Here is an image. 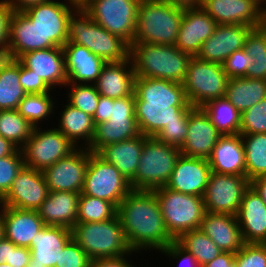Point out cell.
<instances>
[{
  "label": "cell",
  "mask_w": 266,
  "mask_h": 267,
  "mask_svg": "<svg viewBox=\"0 0 266 267\" xmlns=\"http://www.w3.org/2000/svg\"><path fill=\"white\" fill-rule=\"evenodd\" d=\"M125 239L133 252L162 251L175 239L168 233L154 191L132 190L117 206Z\"/></svg>",
  "instance_id": "cell-1"
},
{
  "label": "cell",
  "mask_w": 266,
  "mask_h": 267,
  "mask_svg": "<svg viewBox=\"0 0 266 267\" xmlns=\"http://www.w3.org/2000/svg\"><path fill=\"white\" fill-rule=\"evenodd\" d=\"M184 5L168 0H140L133 43L175 45Z\"/></svg>",
  "instance_id": "cell-2"
},
{
  "label": "cell",
  "mask_w": 266,
  "mask_h": 267,
  "mask_svg": "<svg viewBox=\"0 0 266 267\" xmlns=\"http://www.w3.org/2000/svg\"><path fill=\"white\" fill-rule=\"evenodd\" d=\"M131 58L136 78H154L183 83L192 57L175 45L132 43Z\"/></svg>",
  "instance_id": "cell-3"
},
{
  "label": "cell",
  "mask_w": 266,
  "mask_h": 267,
  "mask_svg": "<svg viewBox=\"0 0 266 267\" xmlns=\"http://www.w3.org/2000/svg\"><path fill=\"white\" fill-rule=\"evenodd\" d=\"M68 42L85 46L106 63L129 58L130 46L93 21L81 6L69 17Z\"/></svg>",
  "instance_id": "cell-4"
},
{
  "label": "cell",
  "mask_w": 266,
  "mask_h": 267,
  "mask_svg": "<svg viewBox=\"0 0 266 267\" xmlns=\"http://www.w3.org/2000/svg\"><path fill=\"white\" fill-rule=\"evenodd\" d=\"M71 231L72 239L91 260L117 258L132 252L118 216L103 222H76Z\"/></svg>",
  "instance_id": "cell-5"
},
{
  "label": "cell",
  "mask_w": 266,
  "mask_h": 267,
  "mask_svg": "<svg viewBox=\"0 0 266 267\" xmlns=\"http://www.w3.org/2000/svg\"><path fill=\"white\" fill-rule=\"evenodd\" d=\"M180 155V148L167 145L156 137H147L137 173L130 182L131 189L153 191L166 186Z\"/></svg>",
  "instance_id": "cell-6"
},
{
  "label": "cell",
  "mask_w": 266,
  "mask_h": 267,
  "mask_svg": "<svg viewBox=\"0 0 266 267\" xmlns=\"http://www.w3.org/2000/svg\"><path fill=\"white\" fill-rule=\"evenodd\" d=\"M153 191L168 233L175 240L184 232L200 229L206 212L203 197L176 192L166 186Z\"/></svg>",
  "instance_id": "cell-7"
},
{
  "label": "cell",
  "mask_w": 266,
  "mask_h": 267,
  "mask_svg": "<svg viewBox=\"0 0 266 267\" xmlns=\"http://www.w3.org/2000/svg\"><path fill=\"white\" fill-rule=\"evenodd\" d=\"M139 3L140 0H81L80 6L93 21L130 46L135 38Z\"/></svg>",
  "instance_id": "cell-8"
},
{
  "label": "cell",
  "mask_w": 266,
  "mask_h": 267,
  "mask_svg": "<svg viewBox=\"0 0 266 267\" xmlns=\"http://www.w3.org/2000/svg\"><path fill=\"white\" fill-rule=\"evenodd\" d=\"M49 0L28 7L23 12L40 32V50L63 47L68 42V21L80 2Z\"/></svg>",
  "instance_id": "cell-9"
},
{
  "label": "cell",
  "mask_w": 266,
  "mask_h": 267,
  "mask_svg": "<svg viewBox=\"0 0 266 267\" xmlns=\"http://www.w3.org/2000/svg\"><path fill=\"white\" fill-rule=\"evenodd\" d=\"M228 80L222 64L192 56L182 85L189 104L200 108L208 101L225 97Z\"/></svg>",
  "instance_id": "cell-10"
},
{
  "label": "cell",
  "mask_w": 266,
  "mask_h": 267,
  "mask_svg": "<svg viewBox=\"0 0 266 267\" xmlns=\"http://www.w3.org/2000/svg\"><path fill=\"white\" fill-rule=\"evenodd\" d=\"M77 148L56 126L44 129L34 127L31 136L21 148L24 166L43 171Z\"/></svg>",
  "instance_id": "cell-11"
},
{
  "label": "cell",
  "mask_w": 266,
  "mask_h": 267,
  "mask_svg": "<svg viewBox=\"0 0 266 267\" xmlns=\"http://www.w3.org/2000/svg\"><path fill=\"white\" fill-rule=\"evenodd\" d=\"M131 191L130 182L113 164L90 153L82 194L107 200L117 207Z\"/></svg>",
  "instance_id": "cell-12"
},
{
  "label": "cell",
  "mask_w": 266,
  "mask_h": 267,
  "mask_svg": "<svg viewBox=\"0 0 266 267\" xmlns=\"http://www.w3.org/2000/svg\"><path fill=\"white\" fill-rule=\"evenodd\" d=\"M135 117V94L121 99L111 98V116L95 125L92 142L87 147L96 153L102 146L128 140L140 135Z\"/></svg>",
  "instance_id": "cell-13"
},
{
  "label": "cell",
  "mask_w": 266,
  "mask_h": 267,
  "mask_svg": "<svg viewBox=\"0 0 266 267\" xmlns=\"http://www.w3.org/2000/svg\"><path fill=\"white\" fill-rule=\"evenodd\" d=\"M250 186L246 176L210 172L203 196L205 211L237 215L245 190Z\"/></svg>",
  "instance_id": "cell-14"
},
{
  "label": "cell",
  "mask_w": 266,
  "mask_h": 267,
  "mask_svg": "<svg viewBox=\"0 0 266 267\" xmlns=\"http://www.w3.org/2000/svg\"><path fill=\"white\" fill-rule=\"evenodd\" d=\"M91 151L77 147L68 156L61 158L42 172L49 191L81 193Z\"/></svg>",
  "instance_id": "cell-15"
},
{
  "label": "cell",
  "mask_w": 266,
  "mask_h": 267,
  "mask_svg": "<svg viewBox=\"0 0 266 267\" xmlns=\"http://www.w3.org/2000/svg\"><path fill=\"white\" fill-rule=\"evenodd\" d=\"M49 193L42 171L23 166L13 180L0 206L37 210Z\"/></svg>",
  "instance_id": "cell-16"
},
{
  "label": "cell",
  "mask_w": 266,
  "mask_h": 267,
  "mask_svg": "<svg viewBox=\"0 0 266 267\" xmlns=\"http://www.w3.org/2000/svg\"><path fill=\"white\" fill-rule=\"evenodd\" d=\"M198 5L217 24L247 25L253 28L265 23L266 12L253 0H200Z\"/></svg>",
  "instance_id": "cell-17"
},
{
  "label": "cell",
  "mask_w": 266,
  "mask_h": 267,
  "mask_svg": "<svg viewBox=\"0 0 266 267\" xmlns=\"http://www.w3.org/2000/svg\"><path fill=\"white\" fill-rule=\"evenodd\" d=\"M217 25L198 4L184 5L175 46L182 52L196 56L202 43L214 33Z\"/></svg>",
  "instance_id": "cell-18"
},
{
  "label": "cell",
  "mask_w": 266,
  "mask_h": 267,
  "mask_svg": "<svg viewBox=\"0 0 266 267\" xmlns=\"http://www.w3.org/2000/svg\"><path fill=\"white\" fill-rule=\"evenodd\" d=\"M252 29L247 25L218 24L214 33L202 43L196 57L222 64L232 53L244 48Z\"/></svg>",
  "instance_id": "cell-19"
},
{
  "label": "cell",
  "mask_w": 266,
  "mask_h": 267,
  "mask_svg": "<svg viewBox=\"0 0 266 267\" xmlns=\"http://www.w3.org/2000/svg\"><path fill=\"white\" fill-rule=\"evenodd\" d=\"M24 67L32 70L51 89L64 88L68 82L63 47H51L24 53L17 59ZM56 86V87H55Z\"/></svg>",
  "instance_id": "cell-20"
},
{
  "label": "cell",
  "mask_w": 266,
  "mask_h": 267,
  "mask_svg": "<svg viewBox=\"0 0 266 267\" xmlns=\"http://www.w3.org/2000/svg\"><path fill=\"white\" fill-rule=\"evenodd\" d=\"M210 172L208 159L180 155L166 187L183 194L203 197Z\"/></svg>",
  "instance_id": "cell-21"
},
{
  "label": "cell",
  "mask_w": 266,
  "mask_h": 267,
  "mask_svg": "<svg viewBox=\"0 0 266 267\" xmlns=\"http://www.w3.org/2000/svg\"><path fill=\"white\" fill-rule=\"evenodd\" d=\"M72 239V231L62 226L45 225L32 238L27 267H56L62 249Z\"/></svg>",
  "instance_id": "cell-22"
},
{
  "label": "cell",
  "mask_w": 266,
  "mask_h": 267,
  "mask_svg": "<svg viewBox=\"0 0 266 267\" xmlns=\"http://www.w3.org/2000/svg\"><path fill=\"white\" fill-rule=\"evenodd\" d=\"M188 134L181 155L208 159L221 134L201 108H195L188 116Z\"/></svg>",
  "instance_id": "cell-23"
},
{
  "label": "cell",
  "mask_w": 266,
  "mask_h": 267,
  "mask_svg": "<svg viewBox=\"0 0 266 267\" xmlns=\"http://www.w3.org/2000/svg\"><path fill=\"white\" fill-rule=\"evenodd\" d=\"M236 216L245 243L266 244V204L251 185Z\"/></svg>",
  "instance_id": "cell-24"
},
{
  "label": "cell",
  "mask_w": 266,
  "mask_h": 267,
  "mask_svg": "<svg viewBox=\"0 0 266 267\" xmlns=\"http://www.w3.org/2000/svg\"><path fill=\"white\" fill-rule=\"evenodd\" d=\"M192 108L190 104L135 102V117L139 131L146 137H156L166 124L178 122Z\"/></svg>",
  "instance_id": "cell-25"
},
{
  "label": "cell",
  "mask_w": 266,
  "mask_h": 267,
  "mask_svg": "<svg viewBox=\"0 0 266 267\" xmlns=\"http://www.w3.org/2000/svg\"><path fill=\"white\" fill-rule=\"evenodd\" d=\"M67 83L94 84L106 62L85 46L67 42L63 46Z\"/></svg>",
  "instance_id": "cell-26"
},
{
  "label": "cell",
  "mask_w": 266,
  "mask_h": 267,
  "mask_svg": "<svg viewBox=\"0 0 266 267\" xmlns=\"http://www.w3.org/2000/svg\"><path fill=\"white\" fill-rule=\"evenodd\" d=\"M136 74L131 58L120 62H108L94 83L101 96L121 99L134 94Z\"/></svg>",
  "instance_id": "cell-27"
},
{
  "label": "cell",
  "mask_w": 266,
  "mask_h": 267,
  "mask_svg": "<svg viewBox=\"0 0 266 267\" xmlns=\"http://www.w3.org/2000/svg\"><path fill=\"white\" fill-rule=\"evenodd\" d=\"M0 210L4 222V237L16 246L29 248L32 238L45 226L37 210L9 206H0Z\"/></svg>",
  "instance_id": "cell-28"
},
{
  "label": "cell",
  "mask_w": 266,
  "mask_h": 267,
  "mask_svg": "<svg viewBox=\"0 0 266 267\" xmlns=\"http://www.w3.org/2000/svg\"><path fill=\"white\" fill-rule=\"evenodd\" d=\"M208 163L212 172L245 176V151L241 134L221 135Z\"/></svg>",
  "instance_id": "cell-29"
},
{
  "label": "cell",
  "mask_w": 266,
  "mask_h": 267,
  "mask_svg": "<svg viewBox=\"0 0 266 267\" xmlns=\"http://www.w3.org/2000/svg\"><path fill=\"white\" fill-rule=\"evenodd\" d=\"M200 229L223 252L236 253L245 244L236 215L205 212Z\"/></svg>",
  "instance_id": "cell-30"
},
{
  "label": "cell",
  "mask_w": 266,
  "mask_h": 267,
  "mask_svg": "<svg viewBox=\"0 0 266 267\" xmlns=\"http://www.w3.org/2000/svg\"><path fill=\"white\" fill-rule=\"evenodd\" d=\"M80 194L69 191H49L47 198L37 209L45 225L72 229L76 224Z\"/></svg>",
  "instance_id": "cell-31"
},
{
  "label": "cell",
  "mask_w": 266,
  "mask_h": 267,
  "mask_svg": "<svg viewBox=\"0 0 266 267\" xmlns=\"http://www.w3.org/2000/svg\"><path fill=\"white\" fill-rule=\"evenodd\" d=\"M146 138L140 134L122 142L102 146L96 154L106 162L113 164L131 182L137 173Z\"/></svg>",
  "instance_id": "cell-32"
},
{
  "label": "cell",
  "mask_w": 266,
  "mask_h": 267,
  "mask_svg": "<svg viewBox=\"0 0 266 267\" xmlns=\"http://www.w3.org/2000/svg\"><path fill=\"white\" fill-rule=\"evenodd\" d=\"M135 102L147 104H189L181 83L154 78H136Z\"/></svg>",
  "instance_id": "cell-33"
},
{
  "label": "cell",
  "mask_w": 266,
  "mask_h": 267,
  "mask_svg": "<svg viewBox=\"0 0 266 267\" xmlns=\"http://www.w3.org/2000/svg\"><path fill=\"white\" fill-rule=\"evenodd\" d=\"M33 50H40L38 28L23 11H13L9 19L6 57L18 59Z\"/></svg>",
  "instance_id": "cell-34"
},
{
  "label": "cell",
  "mask_w": 266,
  "mask_h": 267,
  "mask_svg": "<svg viewBox=\"0 0 266 267\" xmlns=\"http://www.w3.org/2000/svg\"><path fill=\"white\" fill-rule=\"evenodd\" d=\"M66 103L59 113L60 118L58 117L57 121L59 122L56 128L77 147L84 145L83 147L87 148L92 142L95 132L93 117L73 107L67 101Z\"/></svg>",
  "instance_id": "cell-35"
},
{
  "label": "cell",
  "mask_w": 266,
  "mask_h": 267,
  "mask_svg": "<svg viewBox=\"0 0 266 267\" xmlns=\"http://www.w3.org/2000/svg\"><path fill=\"white\" fill-rule=\"evenodd\" d=\"M225 97L242 113L266 98V80L247 77L230 78Z\"/></svg>",
  "instance_id": "cell-36"
},
{
  "label": "cell",
  "mask_w": 266,
  "mask_h": 267,
  "mask_svg": "<svg viewBox=\"0 0 266 267\" xmlns=\"http://www.w3.org/2000/svg\"><path fill=\"white\" fill-rule=\"evenodd\" d=\"M20 79V62L4 57L0 62V110L18 109L20 101L26 96Z\"/></svg>",
  "instance_id": "cell-37"
},
{
  "label": "cell",
  "mask_w": 266,
  "mask_h": 267,
  "mask_svg": "<svg viewBox=\"0 0 266 267\" xmlns=\"http://www.w3.org/2000/svg\"><path fill=\"white\" fill-rule=\"evenodd\" d=\"M200 108L221 135L240 133L241 113L226 97L208 101Z\"/></svg>",
  "instance_id": "cell-38"
},
{
  "label": "cell",
  "mask_w": 266,
  "mask_h": 267,
  "mask_svg": "<svg viewBox=\"0 0 266 267\" xmlns=\"http://www.w3.org/2000/svg\"><path fill=\"white\" fill-rule=\"evenodd\" d=\"M245 151V176L251 182L266 176V133L241 134Z\"/></svg>",
  "instance_id": "cell-39"
},
{
  "label": "cell",
  "mask_w": 266,
  "mask_h": 267,
  "mask_svg": "<svg viewBox=\"0 0 266 267\" xmlns=\"http://www.w3.org/2000/svg\"><path fill=\"white\" fill-rule=\"evenodd\" d=\"M175 241L194 256L200 267L222 252L201 229L184 232Z\"/></svg>",
  "instance_id": "cell-40"
},
{
  "label": "cell",
  "mask_w": 266,
  "mask_h": 267,
  "mask_svg": "<svg viewBox=\"0 0 266 267\" xmlns=\"http://www.w3.org/2000/svg\"><path fill=\"white\" fill-rule=\"evenodd\" d=\"M52 91L42 94H26L20 101L18 112L34 127H40L42 121L51 119L57 109L56 101L51 94ZM55 110V111H54ZM41 122V123H40Z\"/></svg>",
  "instance_id": "cell-41"
},
{
  "label": "cell",
  "mask_w": 266,
  "mask_h": 267,
  "mask_svg": "<svg viewBox=\"0 0 266 267\" xmlns=\"http://www.w3.org/2000/svg\"><path fill=\"white\" fill-rule=\"evenodd\" d=\"M244 49L254 60L248 68L247 78L266 80V20L249 32Z\"/></svg>",
  "instance_id": "cell-42"
},
{
  "label": "cell",
  "mask_w": 266,
  "mask_h": 267,
  "mask_svg": "<svg viewBox=\"0 0 266 267\" xmlns=\"http://www.w3.org/2000/svg\"><path fill=\"white\" fill-rule=\"evenodd\" d=\"M32 126L17 109L0 110V135L21 149L31 136Z\"/></svg>",
  "instance_id": "cell-43"
},
{
  "label": "cell",
  "mask_w": 266,
  "mask_h": 267,
  "mask_svg": "<svg viewBox=\"0 0 266 267\" xmlns=\"http://www.w3.org/2000/svg\"><path fill=\"white\" fill-rule=\"evenodd\" d=\"M117 216V207L104 199L80 194L76 222H103Z\"/></svg>",
  "instance_id": "cell-44"
},
{
  "label": "cell",
  "mask_w": 266,
  "mask_h": 267,
  "mask_svg": "<svg viewBox=\"0 0 266 267\" xmlns=\"http://www.w3.org/2000/svg\"><path fill=\"white\" fill-rule=\"evenodd\" d=\"M64 87L69 89L67 102L93 117L100 97L95 85L67 83Z\"/></svg>",
  "instance_id": "cell-45"
},
{
  "label": "cell",
  "mask_w": 266,
  "mask_h": 267,
  "mask_svg": "<svg viewBox=\"0 0 266 267\" xmlns=\"http://www.w3.org/2000/svg\"><path fill=\"white\" fill-rule=\"evenodd\" d=\"M266 133V98L241 113L240 134Z\"/></svg>",
  "instance_id": "cell-46"
},
{
  "label": "cell",
  "mask_w": 266,
  "mask_h": 267,
  "mask_svg": "<svg viewBox=\"0 0 266 267\" xmlns=\"http://www.w3.org/2000/svg\"><path fill=\"white\" fill-rule=\"evenodd\" d=\"M23 166L21 149H17L12 155L0 158V200L7 194Z\"/></svg>",
  "instance_id": "cell-47"
},
{
  "label": "cell",
  "mask_w": 266,
  "mask_h": 267,
  "mask_svg": "<svg viewBox=\"0 0 266 267\" xmlns=\"http://www.w3.org/2000/svg\"><path fill=\"white\" fill-rule=\"evenodd\" d=\"M237 267H266V244L245 243L235 253Z\"/></svg>",
  "instance_id": "cell-48"
},
{
  "label": "cell",
  "mask_w": 266,
  "mask_h": 267,
  "mask_svg": "<svg viewBox=\"0 0 266 267\" xmlns=\"http://www.w3.org/2000/svg\"><path fill=\"white\" fill-rule=\"evenodd\" d=\"M193 107L182 119L178 122L166 124L158 133L156 138L167 145H172L181 148L184 144L186 135L188 134V116L195 109Z\"/></svg>",
  "instance_id": "cell-49"
},
{
  "label": "cell",
  "mask_w": 266,
  "mask_h": 267,
  "mask_svg": "<svg viewBox=\"0 0 266 267\" xmlns=\"http://www.w3.org/2000/svg\"><path fill=\"white\" fill-rule=\"evenodd\" d=\"M253 63H254L253 58L249 56L246 50L243 48L232 53L222 63V67L229 79L242 78V77H247L248 68Z\"/></svg>",
  "instance_id": "cell-50"
},
{
  "label": "cell",
  "mask_w": 266,
  "mask_h": 267,
  "mask_svg": "<svg viewBox=\"0 0 266 267\" xmlns=\"http://www.w3.org/2000/svg\"><path fill=\"white\" fill-rule=\"evenodd\" d=\"M90 262L85 251L71 239L62 249L56 267H90Z\"/></svg>",
  "instance_id": "cell-51"
},
{
  "label": "cell",
  "mask_w": 266,
  "mask_h": 267,
  "mask_svg": "<svg viewBox=\"0 0 266 267\" xmlns=\"http://www.w3.org/2000/svg\"><path fill=\"white\" fill-rule=\"evenodd\" d=\"M19 82L26 94H42L52 91V89L34 72L20 63V79Z\"/></svg>",
  "instance_id": "cell-52"
},
{
  "label": "cell",
  "mask_w": 266,
  "mask_h": 267,
  "mask_svg": "<svg viewBox=\"0 0 266 267\" xmlns=\"http://www.w3.org/2000/svg\"><path fill=\"white\" fill-rule=\"evenodd\" d=\"M162 255L172 258L176 263L179 262V267H200L193 255L182 248L175 240L165 249L160 251ZM179 260V261H177Z\"/></svg>",
  "instance_id": "cell-53"
},
{
  "label": "cell",
  "mask_w": 266,
  "mask_h": 267,
  "mask_svg": "<svg viewBox=\"0 0 266 267\" xmlns=\"http://www.w3.org/2000/svg\"><path fill=\"white\" fill-rule=\"evenodd\" d=\"M12 12L11 6L5 0H0V53L5 57L8 46L9 19Z\"/></svg>",
  "instance_id": "cell-54"
},
{
  "label": "cell",
  "mask_w": 266,
  "mask_h": 267,
  "mask_svg": "<svg viewBox=\"0 0 266 267\" xmlns=\"http://www.w3.org/2000/svg\"><path fill=\"white\" fill-rule=\"evenodd\" d=\"M31 257V252L27 247L16 246L10 241L9 261H5L13 267H27Z\"/></svg>",
  "instance_id": "cell-55"
},
{
  "label": "cell",
  "mask_w": 266,
  "mask_h": 267,
  "mask_svg": "<svg viewBox=\"0 0 266 267\" xmlns=\"http://www.w3.org/2000/svg\"><path fill=\"white\" fill-rule=\"evenodd\" d=\"M138 254L137 252H131L129 255H125L117 258H99L93 259L90 262V267H137L134 266L131 260H128V256L130 258L131 254Z\"/></svg>",
  "instance_id": "cell-56"
},
{
  "label": "cell",
  "mask_w": 266,
  "mask_h": 267,
  "mask_svg": "<svg viewBox=\"0 0 266 267\" xmlns=\"http://www.w3.org/2000/svg\"><path fill=\"white\" fill-rule=\"evenodd\" d=\"M111 116V98L101 96L97 104L96 112L93 116L94 124L106 122Z\"/></svg>",
  "instance_id": "cell-57"
},
{
  "label": "cell",
  "mask_w": 266,
  "mask_h": 267,
  "mask_svg": "<svg viewBox=\"0 0 266 267\" xmlns=\"http://www.w3.org/2000/svg\"><path fill=\"white\" fill-rule=\"evenodd\" d=\"M201 267H237L235 253L222 251L213 261Z\"/></svg>",
  "instance_id": "cell-58"
},
{
  "label": "cell",
  "mask_w": 266,
  "mask_h": 267,
  "mask_svg": "<svg viewBox=\"0 0 266 267\" xmlns=\"http://www.w3.org/2000/svg\"><path fill=\"white\" fill-rule=\"evenodd\" d=\"M13 11H24L30 6L42 4L49 0H5Z\"/></svg>",
  "instance_id": "cell-59"
},
{
  "label": "cell",
  "mask_w": 266,
  "mask_h": 267,
  "mask_svg": "<svg viewBox=\"0 0 266 267\" xmlns=\"http://www.w3.org/2000/svg\"><path fill=\"white\" fill-rule=\"evenodd\" d=\"M250 185L257 191L266 204V176H260L250 182Z\"/></svg>",
  "instance_id": "cell-60"
},
{
  "label": "cell",
  "mask_w": 266,
  "mask_h": 267,
  "mask_svg": "<svg viewBox=\"0 0 266 267\" xmlns=\"http://www.w3.org/2000/svg\"><path fill=\"white\" fill-rule=\"evenodd\" d=\"M18 148L0 135V158L12 155Z\"/></svg>",
  "instance_id": "cell-61"
},
{
  "label": "cell",
  "mask_w": 266,
  "mask_h": 267,
  "mask_svg": "<svg viewBox=\"0 0 266 267\" xmlns=\"http://www.w3.org/2000/svg\"><path fill=\"white\" fill-rule=\"evenodd\" d=\"M10 255V240L6 237H3L0 240V263H5L9 261Z\"/></svg>",
  "instance_id": "cell-62"
},
{
  "label": "cell",
  "mask_w": 266,
  "mask_h": 267,
  "mask_svg": "<svg viewBox=\"0 0 266 267\" xmlns=\"http://www.w3.org/2000/svg\"><path fill=\"white\" fill-rule=\"evenodd\" d=\"M168 1L183 3L185 5L198 4L200 2V0H168Z\"/></svg>",
  "instance_id": "cell-63"
},
{
  "label": "cell",
  "mask_w": 266,
  "mask_h": 267,
  "mask_svg": "<svg viewBox=\"0 0 266 267\" xmlns=\"http://www.w3.org/2000/svg\"><path fill=\"white\" fill-rule=\"evenodd\" d=\"M4 237V222L2 218V212L0 210V240Z\"/></svg>",
  "instance_id": "cell-64"
},
{
  "label": "cell",
  "mask_w": 266,
  "mask_h": 267,
  "mask_svg": "<svg viewBox=\"0 0 266 267\" xmlns=\"http://www.w3.org/2000/svg\"><path fill=\"white\" fill-rule=\"evenodd\" d=\"M258 6H260L266 12V0H253Z\"/></svg>",
  "instance_id": "cell-65"
},
{
  "label": "cell",
  "mask_w": 266,
  "mask_h": 267,
  "mask_svg": "<svg viewBox=\"0 0 266 267\" xmlns=\"http://www.w3.org/2000/svg\"><path fill=\"white\" fill-rule=\"evenodd\" d=\"M0 267H13V266L8 263H0Z\"/></svg>",
  "instance_id": "cell-66"
},
{
  "label": "cell",
  "mask_w": 266,
  "mask_h": 267,
  "mask_svg": "<svg viewBox=\"0 0 266 267\" xmlns=\"http://www.w3.org/2000/svg\"><path fill=\"white\" fill-rule=\"evenodd\" d=\"M4 57L5 56L2 53H0V62L3 60Z\"/></svg>",
  "instance_id": "cell-67"
},
{
  "label": "cell",
  "mask_w": 266,
  "mask_h": 267,
  "mask_svg": "<svg viewBox=\"0 0 266 267\" xmlns=\"http://www.w3.org/2000/svg\"><path fill=\"white\" fill-rule=\"evenodd\" d=\"M68 1H72V2H80L81 0H68Z\"/></svg>",
  "instance_id": "cell-68"
}]
</instances>
